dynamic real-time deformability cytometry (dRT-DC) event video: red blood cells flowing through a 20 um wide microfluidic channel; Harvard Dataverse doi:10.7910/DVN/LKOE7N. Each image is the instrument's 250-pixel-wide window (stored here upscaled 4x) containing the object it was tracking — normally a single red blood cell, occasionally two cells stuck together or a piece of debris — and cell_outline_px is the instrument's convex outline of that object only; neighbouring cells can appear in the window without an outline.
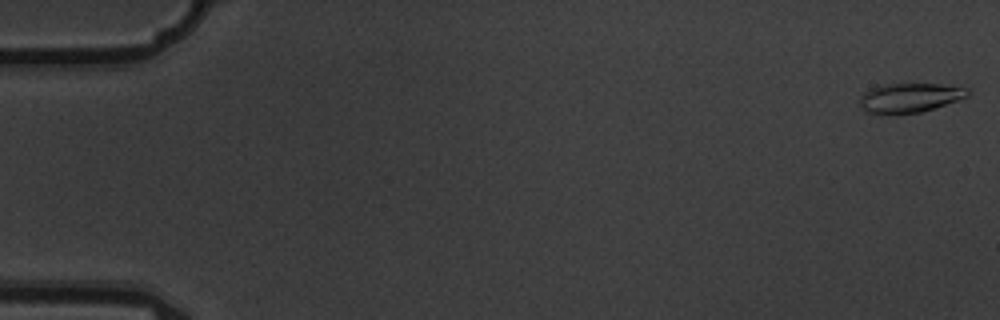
{"species": "common noctule bat (a hibernating species)", "species_latin": "Nyctalus noctula", "temperature_condition": "warm", "stored_images_in_passage": 4, "camera_frame_rate_fps": 3000, "um_per_image_px": 0.085, "animal": {"sex": "male", "body_mass_g": 19.5, "forearm_length_mm": 54.6}, "frame": {"image": 1, "passage_image": 1, "time_ms": 0.0, "image_size_px": [1000, 320], "cell_outline_px": [[968, 96], [920, 112], [896, 116], [864, 112], [860, 104], [860, 96], [864, 92], [880, 84], [940, 84], [968, 88]], "centroid_in_image_um": [77.24, 8.33], "position_along_channel_um": 7.8, "area_um2": 18.61}}